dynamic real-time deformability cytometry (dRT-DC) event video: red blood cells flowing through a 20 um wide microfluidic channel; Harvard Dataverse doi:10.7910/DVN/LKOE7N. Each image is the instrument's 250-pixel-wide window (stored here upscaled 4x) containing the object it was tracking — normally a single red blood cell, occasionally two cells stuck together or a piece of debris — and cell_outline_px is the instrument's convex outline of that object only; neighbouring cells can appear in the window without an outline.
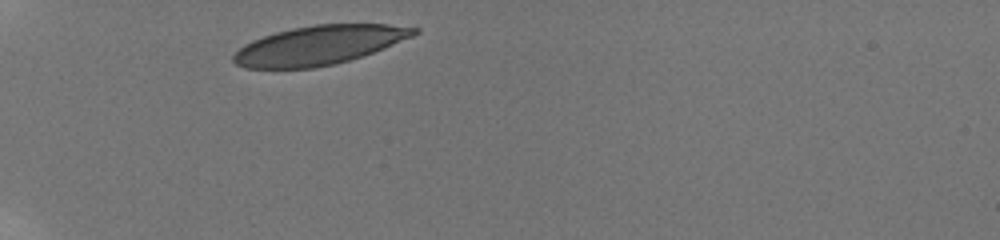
{"species": "human", "species_latin": "Homo sapiens", "temperature_condition": "room temperature", "stored_images_in_passage": 21, "camera_frame_rate_fps": 3000, "um_per_image_px": 0.085, "donor": {"sex": "male"}, "frame": {"image": 1, "passage_image": 1, "time_ms": 0.0, "image_size_px": [1000, 240], "cell_outline_px": [[420, 32], [412, 36], [384, 48], [336, 64], [316, 68], [244, 68], [236, 64], [232, 60], [232, 56], [244, 44], [252, 40], [276, 32], [292, 28], [316, 24], [388, 24], [420, 28]], "centroid_in_image_um": [27.11, 3.84], "position_along_channel_um": 57.9, "area_um2": 40.92}}
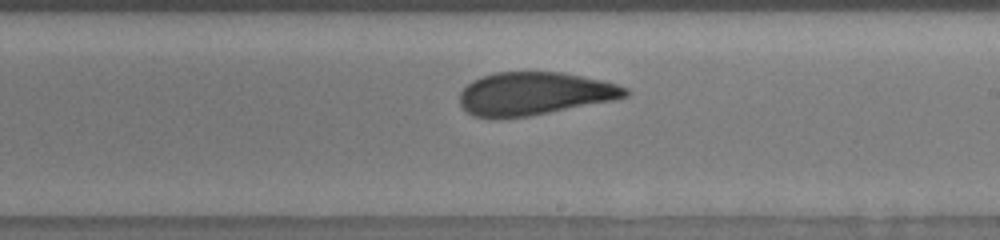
{"frame": {"image": 2, "passage_image": 11, "time_ms": 5.667, "image_size_px": [1000, 240], "cell_outline_px": [[628, 96], [612, 100], [528, 116], [500, 120], [472, 116], [460, 104], [460, 92], [472, 80], [480, 76], [496, 72], [560, 72], [604, 80], [628, 88]], "centroid_in_image_um": [45.37, 7.97], "position_along_channel_um": 243.6, "area_um2": 41.62}}
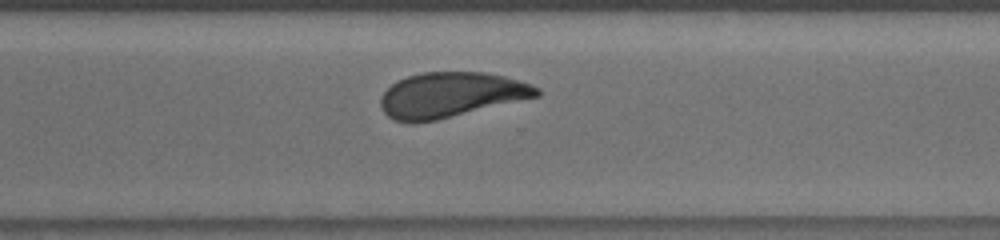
{"frame": {"image": 3, "passage_image": 16, "time_ms": 8.0, "image_size_px": [1000, 240], "cell_outline_px": [[540, 96], [436, 120], [412, 124], [396, 120], [388, 116], [384, 112], [380, 104], [380, 96], [392, 84], [408, 76], [420, 72], [484, 72], [504, 76], [520, 80], [540, 88]], "centroid_in_image_um": [38.32, 8.07], "position_along_channel_um": 332.3, "area_um2": 41.04}, "authors_computed_cell_mechanics": {"area_um2": 41.7894, "velocity_mm_per_s": 3.8016, "shape_relaxation_time_tau1_ms": 4.1284, "shape_relaxation_time_tau2_ms": 1.0063, "deformation_change_tau1": 0.1408, "deformation_change_tau2": 0.0635}}